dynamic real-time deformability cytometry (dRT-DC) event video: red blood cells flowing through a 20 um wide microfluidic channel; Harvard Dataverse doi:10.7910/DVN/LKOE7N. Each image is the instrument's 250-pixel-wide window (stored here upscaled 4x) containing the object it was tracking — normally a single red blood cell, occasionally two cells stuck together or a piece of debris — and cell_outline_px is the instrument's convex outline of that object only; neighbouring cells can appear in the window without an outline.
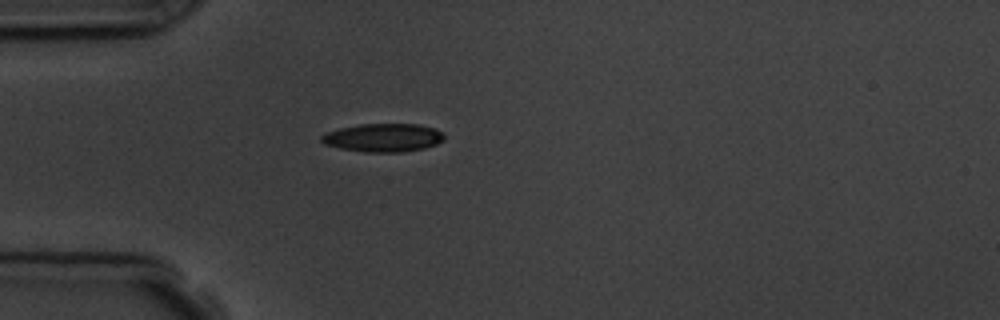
{"species": "common noctule bat (a hibernating species)", "species_latin": "Nyctalus noctula", "temperature_condition": "room temperature", "stored_images_in_passage": 4, "camera_frame_rate_fps": 3000, "um_per_image_px": 0.085, "animal": {"sex": "male", "body_mass_g": 19.5, "forearm_length_mm": 54.6}, "frame": {"image": 1, "passage_image": 4, "time_ms": 3.333, "image_size_px": [1000, 320], "cell_outline_px": [[444, 140], [436, 144], [424, 148], [404, 152], [364, 152], [340, 148], [324, 144], [320, 140], [320, 136], [328, 132], [340, 128], [360, 124], [416, 124], [436, 128], [444, 136]], "centroid_in_image_um": [32.57, 11.7], "position_along_channel_um": 52.4, "area_um2": 20.23}}